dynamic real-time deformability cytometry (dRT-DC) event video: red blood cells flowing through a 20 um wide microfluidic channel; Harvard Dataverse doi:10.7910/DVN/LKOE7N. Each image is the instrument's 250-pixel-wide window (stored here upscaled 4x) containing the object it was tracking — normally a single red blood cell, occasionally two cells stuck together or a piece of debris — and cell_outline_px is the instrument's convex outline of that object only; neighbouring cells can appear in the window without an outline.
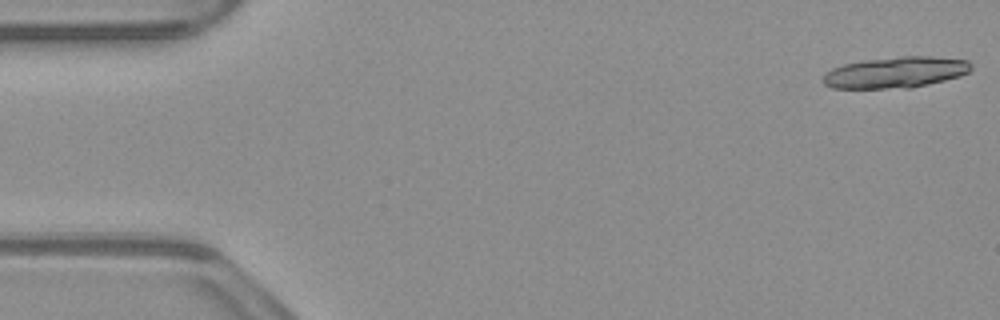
{"species": "common noctule bat (a hibernating species)", "species_latin": "Nyctalus noctula", "temperature_condition": "warm", "stored_images_in_passage": 17, "camera_frame_rate_fps": 3000, "um_per_image_px": 0.085, "animal": {"sex": "male", "body_mass_g": 23.1, "forearm_length_mm": 52.7}, "frame": {"image": 1, "passage_image": 1, "time_ms": 0.0, "image_size_px": [1000, 320], "cell_outline_px": [[972, 68], [968, 72], [960, 76], [912, 88], [832, 88], [824, 84], [824, 76], [832, 68], [844, 64], [864, 60], [900, 56], [932, 56], [968, 60], [972, 64]], "centroid_in_image_um": [76.16, 6.14], "position_along_channel_um": 8.8, "area_um2": 26.82}}